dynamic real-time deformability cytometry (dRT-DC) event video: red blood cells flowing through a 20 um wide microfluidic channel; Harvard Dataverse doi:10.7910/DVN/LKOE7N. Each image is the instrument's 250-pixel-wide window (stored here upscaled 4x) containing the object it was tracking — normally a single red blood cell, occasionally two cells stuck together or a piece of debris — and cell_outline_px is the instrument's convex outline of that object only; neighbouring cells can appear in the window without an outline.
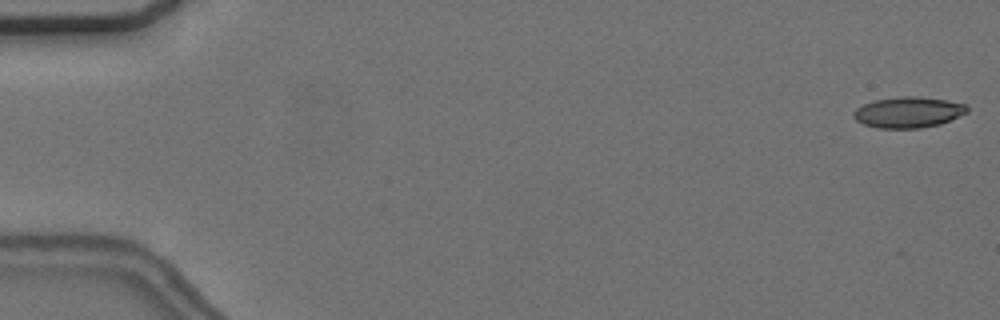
{"species": "common noctule bat (a hibernating species)", "species_latin": "Nyctalus noctula", "temperature_condition": "cold", "stored_images_in_passage": 3, "camera_frame_rate_fps": 3000, "um_per_image_px": 0.085, "animal": {"sex": "female", "body_mass_g": 24.6, "forearm_length_mm": 56.2}, "frame": {"image": 1, "passage_image": 1, "time_ms": 0.0, "image_size_px": [1000, 320], "cell_outline_px": [[968, 112], [940, 124], [920, 128], [876, 128], [864, 124], [856, 120], [852, 116], [852, 112], [856, 108], [872, 100], [900, 96], [920, 96], [968, 104]], "centroid_in_image_um": [77.18, 9.53], "position_along_channel_um": 7.8, "area_um2": 20.58}}